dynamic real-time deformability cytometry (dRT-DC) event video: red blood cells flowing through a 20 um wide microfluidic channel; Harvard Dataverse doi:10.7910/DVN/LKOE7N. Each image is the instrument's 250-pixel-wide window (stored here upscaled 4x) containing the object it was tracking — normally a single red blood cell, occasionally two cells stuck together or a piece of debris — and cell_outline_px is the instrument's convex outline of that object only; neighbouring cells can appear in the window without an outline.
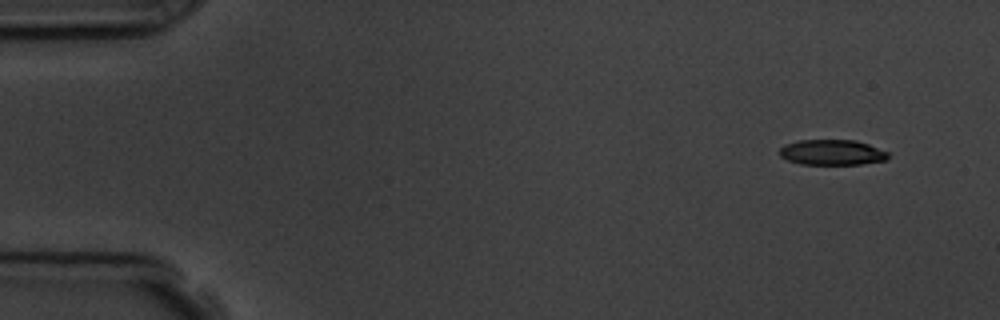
{"species": "common noctule bat (a hibernating species)", "species_latin": "Nyctalus noctula", "temperature_condition": "room temperature", "stored_images_in_passage": 5, "camera_frame_rate_fps": 3000, "um_per_image_px": 0.085, "animal": {"sex": "male", "body_mass_g": 19.5, "forearm_length_mm": 54.6}, "frame": {"image": 1, "passage_image": 1, "time_ms": 0.0, "image_size_px": [1000, 320], "cell_outline_px": [[888, 160], [860, 164], [800, 164], [788, 160], [780, 156], [780, 148], [784, 144], [796, 140], [856, 140], [868, 144], [888, 152]], "centroid_in_image_um": [70.71, 12.95], "position_along_channel_um": 14.3, "area_um2": 16.13}}
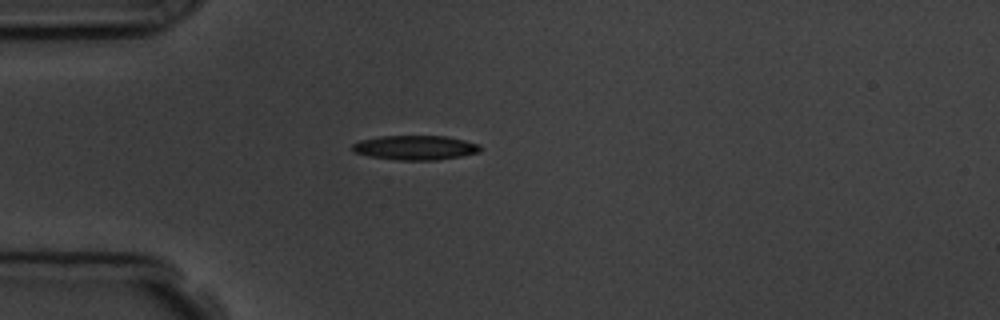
{"frame": {"image": 2, "passage_image": 4, "time_ms": 3.667, "image_size_px": [1000, 320], "cell_outline_px": [[480, 152], [460, 156], [436, 160], [396, 160], [368, 156], [356, 152], [352, 148], [352, 144], [360, 140], [380, 136], [448, 136], [480, 144]], "centroid_in_image_um": [35.3, 12.54], "position_along_channel_um": 49.7, "area_um2": 18.21}}